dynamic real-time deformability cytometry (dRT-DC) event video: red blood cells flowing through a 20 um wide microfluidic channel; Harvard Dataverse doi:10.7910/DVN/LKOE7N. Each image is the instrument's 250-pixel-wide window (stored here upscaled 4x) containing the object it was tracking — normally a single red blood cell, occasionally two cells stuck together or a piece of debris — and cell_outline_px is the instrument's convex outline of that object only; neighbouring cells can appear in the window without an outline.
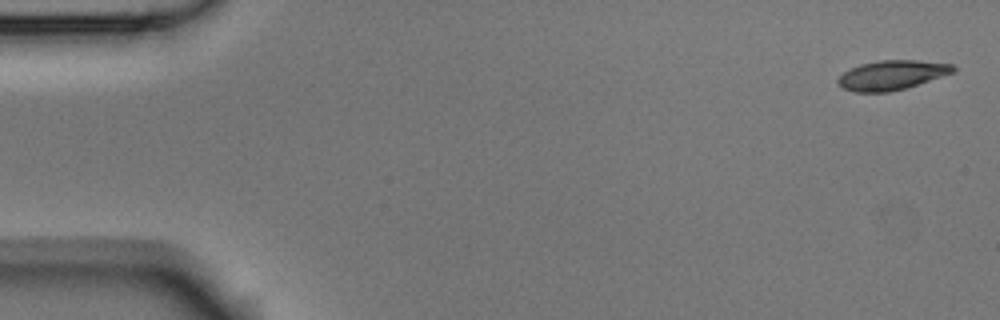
{"species": "Egyptian fruit bat (a non-hibernating species)", "species_latin": "Rousettus aegyptiacus", "temperature_condition": "room temperature", "stored_images_in_passage": 5, "camera_frame_rate_fps": 3000, "um_per_image_px": 0.085, "animal": {"sex": "male"}, "frame": {"image": 1, "passage_image": 1, "time_ms": 0.0, "image_size_px": [1000, 320], "cell_outline_px": [[956, 72], [904, 88], [888, 92], [856, 92], [844, 88], [836, 80], [844, 72], [860, 64], [880, 60], [920, 60], [952, 64], [956, 68]], "centroid_in_image_um": [75.84, 6.37], "position_along_channel_um": 9.2, "area_um2": 19.59}}
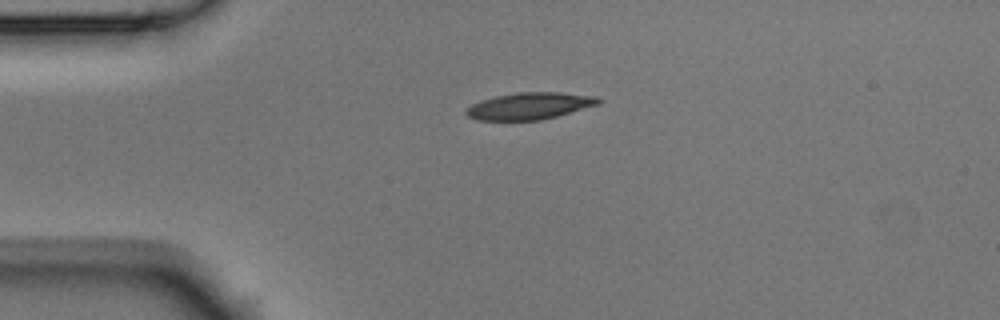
{"frame": {"image": 2, "passage_image": 4, "time_ms": 1.0, "image_size_px": [1000, 320], "cell_outline_px": [[600, 104], [556, 116], [540, 120], [476, 120], [468, 116], [464, 112], [472, 104], [480, 100], [496, 96], [516, 92], [560, 92], [596, 96], [600, 100]], "centroid_in_image_um": [45.0, 9.0], "position_along_channel_um": 40.0, "area_um2": 20.63}}